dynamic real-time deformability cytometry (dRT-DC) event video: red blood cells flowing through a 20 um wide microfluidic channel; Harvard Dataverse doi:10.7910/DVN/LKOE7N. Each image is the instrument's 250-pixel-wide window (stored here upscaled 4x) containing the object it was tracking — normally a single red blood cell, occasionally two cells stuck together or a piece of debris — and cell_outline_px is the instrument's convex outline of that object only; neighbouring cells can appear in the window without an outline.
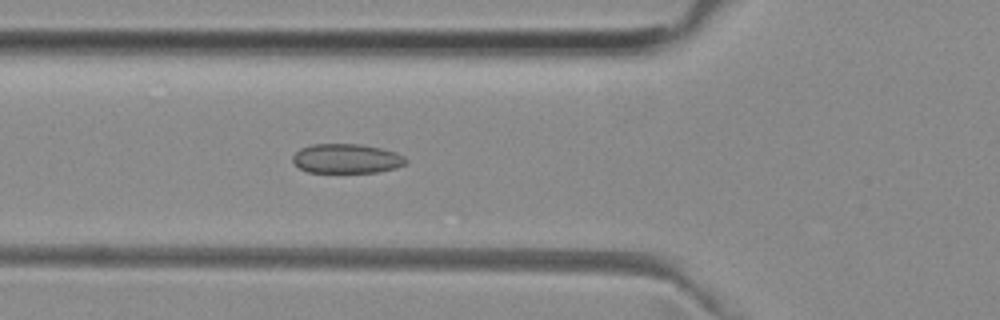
{"species": "common noctule bat (a hibernating species)", "species_latin": "Nyctalus noctula", "temperature_condition": "room temperature", "stored_images_in_passage": 42, "camera_frame_rate_fps": 3000, "um_per_image_px": 0.085, "animal": {"sex": "female", "body_mass_g": 29.2, "forearm_length_mm": 56.3}, "frame": {"image": 1, "passage_image": 9, "time_ms": 2.667, "image_size_px": [1000, 320], "cell_outline_px": [[408, 160], [404, 164], [396, 168], [376, 172], [308, 172], [300, 168], [292, 160], [292, 156], [300, 148], [312, 144], [360, 144], [380, 148], [396, 152], [404, 156]], "centroid_in_image_um": [29.46, 13.47], "position_along_channel_um": 96.3, "area_um2": 19.36}}
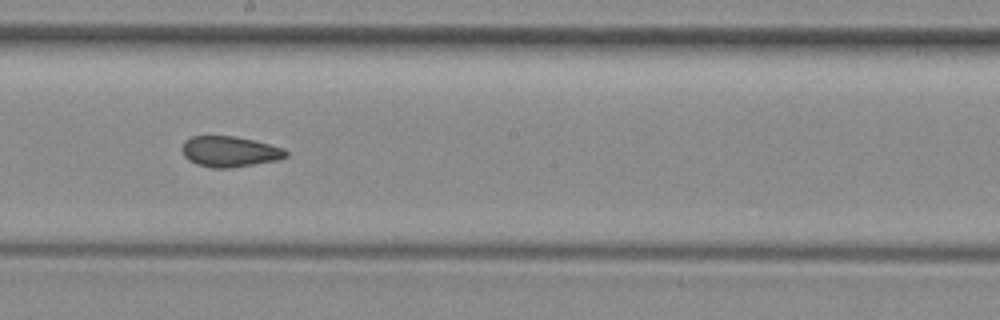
{"frame": {"image": 2, "passage_image": 19, "time_ms": 6.0, "image_size_px": [1000, 320], "cell_outline_px": [[288, 156], [276, 160], [232, 168], [212, 168], [196, 164], [188, 160], [184, 156], [180, 148], [184, 140], [192, 136], [236, 136], [284, 148], [288, 152]], "centroid_in_image_um": [19.48, 12.88], "position_along_channel_um": 228.7, "area_um2": 18.67}}
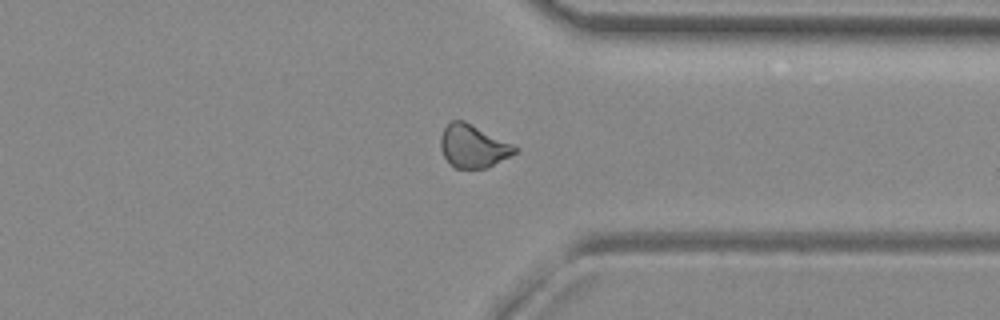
{"frame": {"image": 3, "passage_image": 30, "time_ms": 9.667, "image_size_px": [1000, 320], "cell_outline_px": [[520, 148], [516, 152], [488, 168], [456, 168], [444, 156], [440, 148], [440, 136], [444, 128], [452, 120], [464, 120]], "centroid_in_image_um": [40.21, 12.42], "position_along_channel_um": 371.2, "area_um2": 18.38}, "authors_computed_cell_mechanics": {"area_um2": 18.9873, "velocity_mm_per_s": 3.9586, "shape_relaxation_time_tau1_ms": null, "shape_relaxation_time_tau2_ms": 1.5281, "deformation_change_tau1": null, "deformation_change_tau2": 0.0689}}